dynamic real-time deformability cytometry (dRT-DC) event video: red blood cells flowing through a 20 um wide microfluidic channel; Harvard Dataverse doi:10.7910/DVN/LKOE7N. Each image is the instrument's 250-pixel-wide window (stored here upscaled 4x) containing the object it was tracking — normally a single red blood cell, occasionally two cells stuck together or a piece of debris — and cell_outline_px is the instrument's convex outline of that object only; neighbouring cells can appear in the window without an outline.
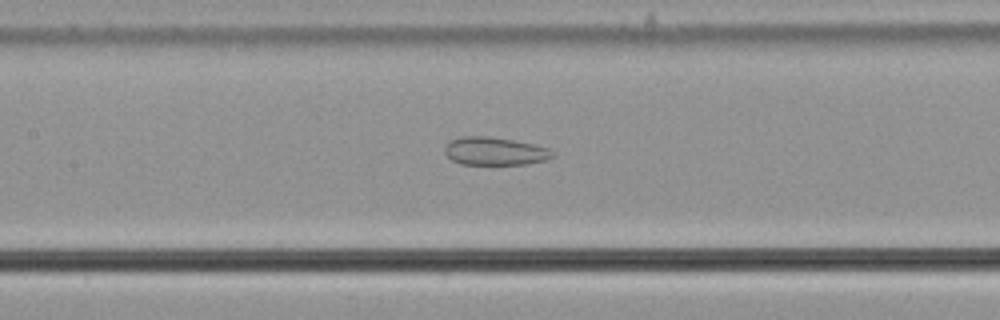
{"species": "common noctule bat (a hibernating species)", "species_latin": "Nyctalus noctula", "temperature_condition": "cold", "stored_images_in_passage": 43, "camera_frame_rate_fps": 3000, "um_per_image_px": 0.085, "animal": {"sex": "male", "body_mass_g": 21.5, "forearm_length_mm": 52.0}, "frame": {"image": 1, "passage_image": 13, "time_ms": 4.0, "image_size_px": [1000, 320], "cell_outline_px": [[556, 156], [548, 160], [524, 164], [460, 164], [452, 160], [444, 152], [444, 148], [452, 140], [464, 136], [488, 136], [516, 140], [548, 148], [556, 152]], "centroid_in_image_um": [42.12, 12.85], "position_along_channel_um": 165.3, "area_um2": 17.69}}
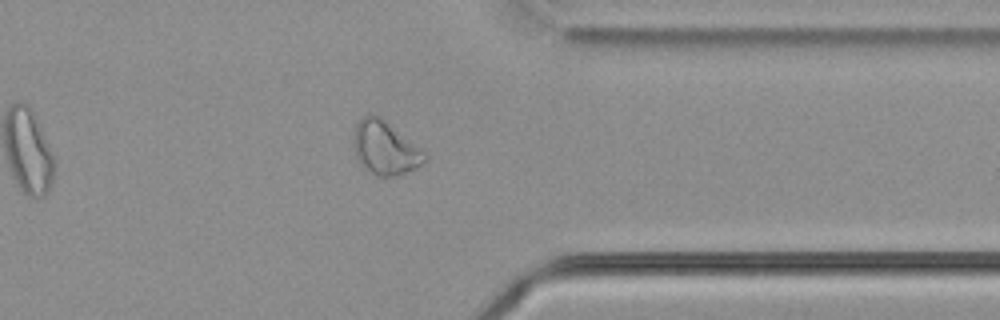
{"frame": {"image": 2, "passage_image": 31, "time_ms": 10.0, "image_size_px": [1000, 320], "cell_outline_px": [[428, 160], [424, 164], [416, 168], [396, 176], [380, 176], [368, 172], [360, 164], [356, 156], [352, 144], [352, 136], [356, 124], [360, 116], [368, 112], [372, 112], [380, 116], [420, 148], [428, 156]], "centroid_in_image_um": [32.69, 12.55], "position_along_channel_um": 378.7, "area_um2": 22.66}}
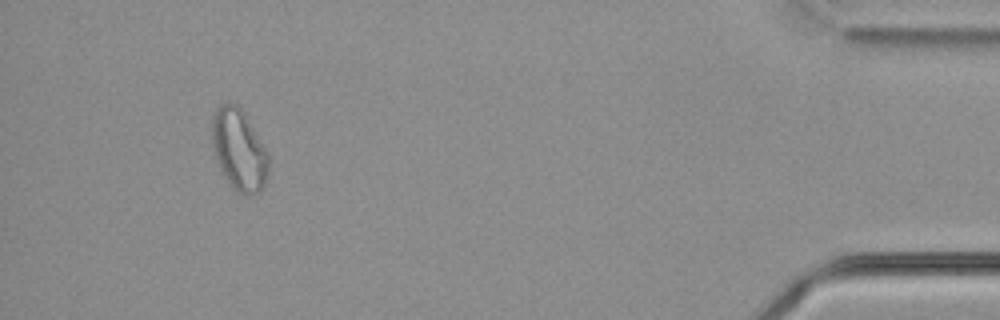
{"frame": {"image": 3, "passage_image": 39, "time_ms": 12.667, "image_size_px": [1000, 320], "cell_outline_px": [[268, 172], [264, 184], [260, 192], [248, 196], [244, 196], [236, 192], [228, 184], [220, 168], [216, 156], [212, 140], [212, 112], [220, 104], [228, 100], [236, 104], [244, 112], [264, 148], [268, 156]], "centroid_in_image_um": [20.29, 12.74], "position_along_channel_um": 414.9, "area_um2": 26.82}, "authors_computed_cell_mechanics": {"area_um2": 19.7676, "velocity_mm_per_s": 3.6548, "shape_relaxation_time_tau1_ms": null, "shape_relaxation_time_tau2_ms": 2.1837, "deformation_change_tau1": null, "deformation_change_tau2": 0.0918}}